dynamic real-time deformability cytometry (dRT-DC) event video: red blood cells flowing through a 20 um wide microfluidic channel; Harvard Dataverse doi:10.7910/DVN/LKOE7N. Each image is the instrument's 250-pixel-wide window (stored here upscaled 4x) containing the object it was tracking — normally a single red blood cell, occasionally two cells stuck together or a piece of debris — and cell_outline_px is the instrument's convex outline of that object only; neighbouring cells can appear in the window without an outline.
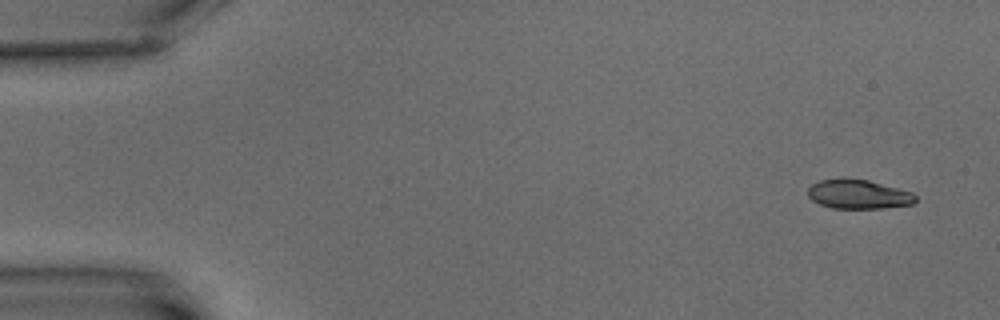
{"species": "common noctule bat (a hibernating species)", "species_latin": "Nyctalus noctula", "temperature_condition": "warm", "stored_images_in_passage": 6, "camera_frame_rate_fps": 3000, "um_per_image_px": 0.085, "animal": {"sex": "male", "body_mass_g": 15.6}, "frame": {"image": 1, "passage_image": 1, "time_ms": 0.0, "image_size_px": [1000, 320], "cell_outline_px": [[916, 200], [912, 204], [884, 208], [832, 208], [820, 204], [812, 200], [808, 196], [808, 188], [812, 184], [820, 180], [868, 180], [912, 192], [916, 196]], "centroid_in_image_um": [72.98, 16.54], "position_along_channel_um": 12.0, "area_um2": 17.86}}
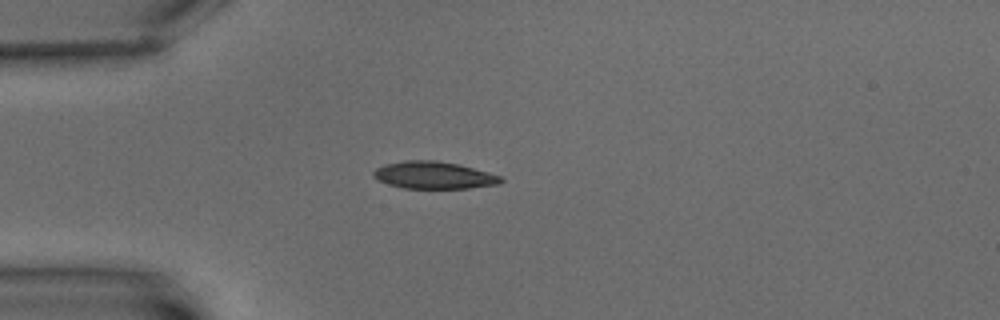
{"frame": {"image": 2, "passage_image": 5, "time_ms": 4.667, "image_size_px": [1000, 320], "cell_outline_px": [[504, 180], [500, 184], [468, 188], [404, 188], [388, 184], [376, 180], [372, 176], [372, 172], [376, 168], [384, 164], [404, 160], [436, 160], [456, 164], [488, 172], [500, 176]], "centroid_in_image_um": [36.82, 14.89], "position_along_channel_um": 48.2, "area_um2": 20.23}}